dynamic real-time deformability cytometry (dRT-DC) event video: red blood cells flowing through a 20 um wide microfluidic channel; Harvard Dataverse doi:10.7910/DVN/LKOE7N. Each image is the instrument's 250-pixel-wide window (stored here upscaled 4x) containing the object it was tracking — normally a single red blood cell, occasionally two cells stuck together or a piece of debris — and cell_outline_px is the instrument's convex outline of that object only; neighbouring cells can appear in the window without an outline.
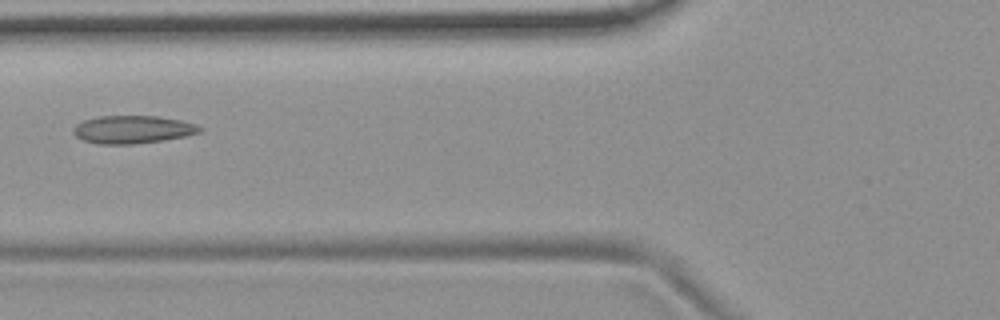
{"species": "common noctule bat (a hibernating species)", "species_latin": "Nyctalus noctula", "temperature_condition": "room temperature", "stored_images_in_passage": 8, "camera_frame_rate_fps": 3000, "um_per_image_px": 0.085, "animal": {"sex": "female", "body_mass_g": 19.9}, "frame": {"image": 1, "passage_image": 6, "time_ms": 6.0, "image_size_px": [1000, 320], "cell_outline_px": [[204, 132], [164, 140], [136, 144], [100, 144], [84, 140], [76, 136], [72, 132], [72, 128], [76, 124], [84, 120], [100, 116], [160, 116], [180, 120], [196, 124], [204, 128]], "centroid_in_image_um": [11.31, 11.0], "position_along_channel_um": 114.5, "area_um2": 20.69}}
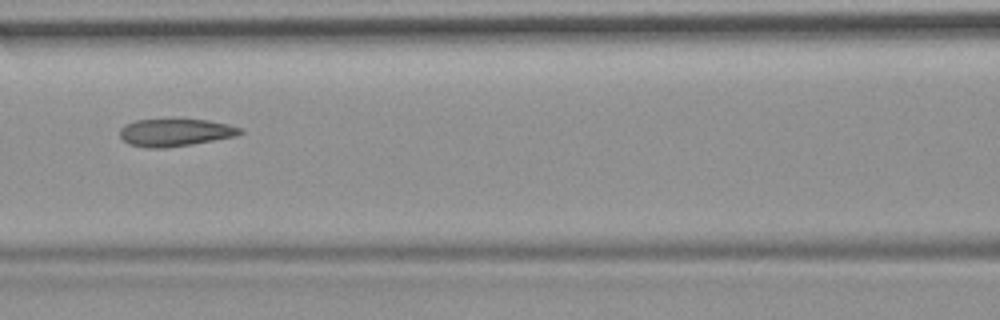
{"frame": {"image": 2, "passage_image": 7, "time_ms": 7.0, "image_size_px": [1000, 320], "cell_outline_px": [[244, 132], [236, 136], [192, 144], [164, 148], [144, 148], [128, 144], [120, 136], [120, 128], [124, 124], [136, 120], [176, 116], [208, 120], [228, 124], [244, 128]], "centroid_in_image_um": [14.89, 11.21], "position_along_channel_um": 151.7, "area_um2": 20.35}}
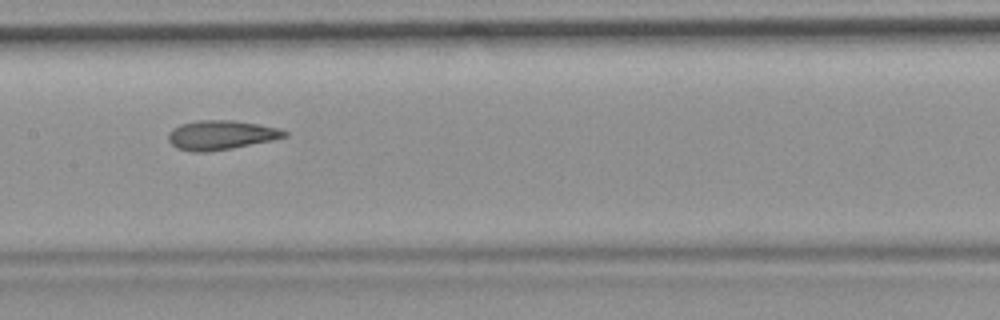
{"frame": {"image": 3, "passage_image": 8, "time_ms": 8.0, "image_size_px": [1000, 320], "cell_outline_px": [[288, 136], [272, 140], [232, 148], [208, 152], [192, 152], [176, 148], [168, 140], [168, 132], [172, 128], [180, 124], [196, 120], [236, 120], [280, 128], [288, 132]], "centroid_in_image_um": [18.77, 11.47], "position_along_channel_um": 188.6, "area_um2": 20.06}}